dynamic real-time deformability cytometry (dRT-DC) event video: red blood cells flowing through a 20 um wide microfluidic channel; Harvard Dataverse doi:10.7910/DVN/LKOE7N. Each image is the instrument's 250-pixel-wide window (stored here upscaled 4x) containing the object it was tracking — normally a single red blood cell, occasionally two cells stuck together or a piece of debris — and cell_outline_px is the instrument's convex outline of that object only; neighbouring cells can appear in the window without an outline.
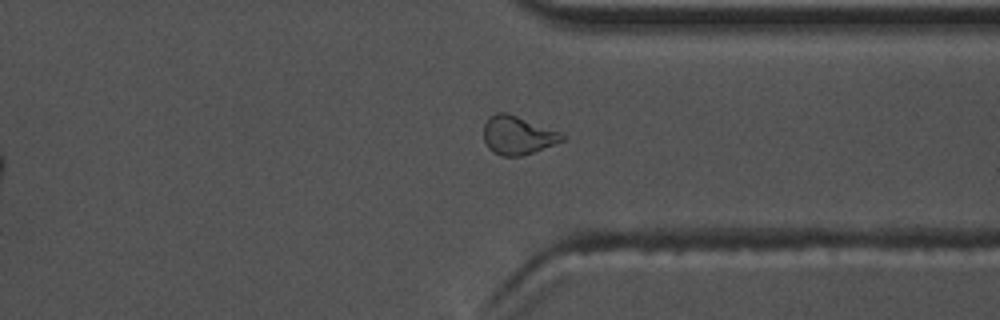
{"species": "common noctule bat (a hibernating species)", "species_latin": "Nyctalus noctula", "temperature_condition": "warm", "stored_images_in_passage": 37, "camera_frame_rate_fps": 3000, "um_per_image_px": 0.085, "animal": {"sex": "male", "body_mass_g": 17.5, "forearm_length_mm": 52.3}, "frame": {"image": 1, "passage_image": 32, "time_ms": 10.333, "image_size_px": [1000, 320], "cell_outline_px": [[564, 140], [532, 152], [520, 156], [500, 156], [492, 152], [488, 148], [484, 140], [484, 124], [488, 116], [496, 112], [508, 112], [560, 132], [564, 136]], "centroid_in_image_um": [43.95, 11.48], "position_along_channel_um": 367.5, "area_um2": 17.57}, "authors_computed_cell_mechanics": {"area_um2": 16.8198, "velocity_mm_per_s": 3.6723, "shape_relaxation_time_tau1_ms": 9.2058, "shape_relaxation_time_tau2_ms": 1.9401, "deformation_change_tau1": 0.1871, "deformation_change_tau2": 0.0782}}